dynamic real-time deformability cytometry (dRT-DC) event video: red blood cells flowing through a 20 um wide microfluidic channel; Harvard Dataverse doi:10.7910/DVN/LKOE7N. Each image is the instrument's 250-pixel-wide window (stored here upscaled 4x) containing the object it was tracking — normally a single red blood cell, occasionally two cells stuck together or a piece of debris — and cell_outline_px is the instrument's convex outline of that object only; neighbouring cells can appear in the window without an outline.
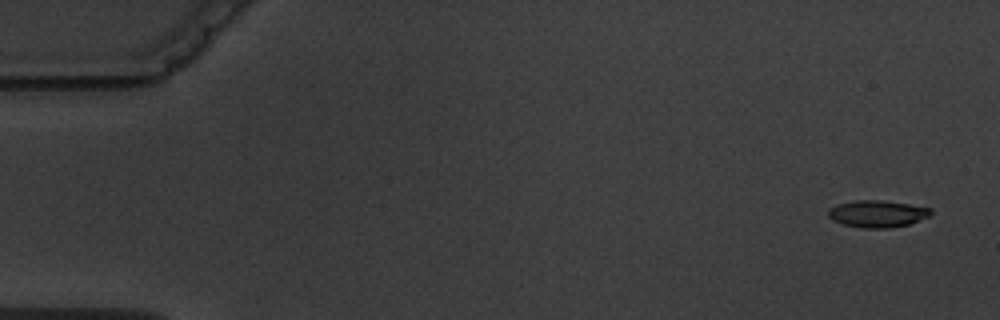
{"species": "common noctule bat (a hibernating species)", "species_latin": "Nyctalus noctula", "temperature_condition": "warm", "stored_images_in_passage": 7, "camera_frame_rate_fps": 3000, "um_per_image_px": 0.085, "animal": {"sex": "male", "body_mass_g": 19.5, "forearm_length_mm": 54.6}, "frame": {"image": 1, "passage_image": 1, "time_ms": 0.0, "image_size_px": [1000, 320], "cell_outline_px": [[932, 212], [928, 216], [908, 224], [888, 228], [860, 228], [844, 224], [832, 220], [828, 216], [828, 208], [836, 204], [852, 200], [884, 200], [932, 208]], "centroid_in_image_um": [74.52, 18.16], "position_along_channel_um": 10.5, "area_um2": 16.18}}
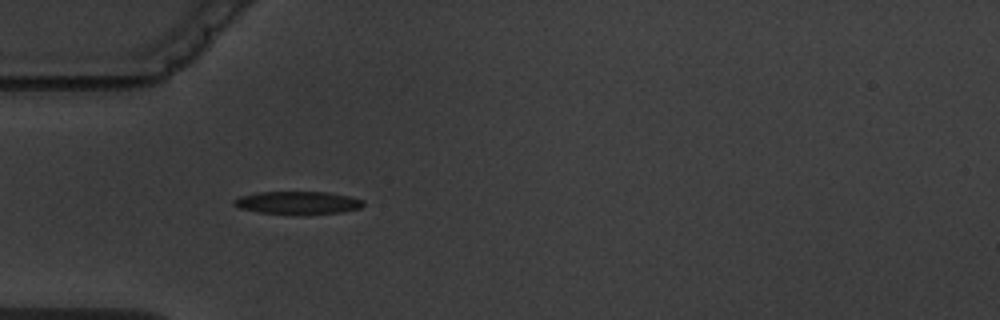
{"frame": {"image": 2, "passage_image": 5, "time_ms": 5.0, "image_size_px": [1000, 320], "cell_outline_px": [[364, 204], [360, 208], [340, 212], [260, 212], [240, 208], [232, 204], [232, 200], [240, 196], [256, 192], [328, 192], [348, 196], [364, 200]], "centroid_in_image_um": [25.28, 17.19], "position_along_channel_um": 59.7, "area_um2": 16.42}}
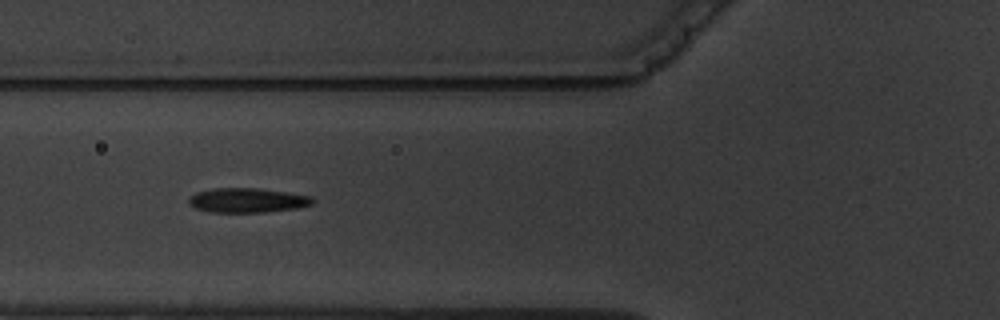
{"frame": {"image": 3, "passage_image": 6, "time_ms": 6.333, "image_size_px": [1000, 320], "cell_outline_px": [[316, 200], [312, 204], [296, 208], [264, 212], [212, 212], [196, 208], [188, 204], [188, 200], [196, 192], [212, 188], [256, 188], [312, 196]], "centroid_in_image_um": [21.02, 17.02], "position_along_channel_um": 104.8, "area_um2": 17.57}}